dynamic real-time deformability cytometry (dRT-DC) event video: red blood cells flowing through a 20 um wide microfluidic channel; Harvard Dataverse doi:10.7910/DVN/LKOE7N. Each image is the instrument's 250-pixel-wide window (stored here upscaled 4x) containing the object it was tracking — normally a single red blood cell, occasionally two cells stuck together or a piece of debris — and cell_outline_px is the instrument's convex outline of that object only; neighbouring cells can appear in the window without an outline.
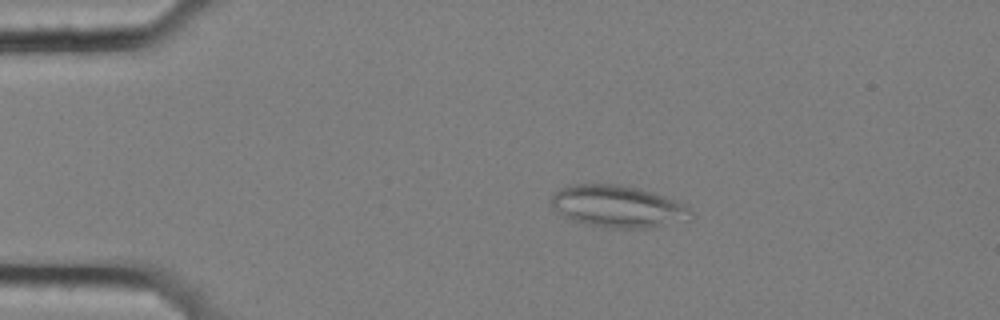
{"species": "common noctule bat (a hibernating species)", "species_latin": "Nyctalus noctula", "temperature_condition": "cold", "stored_images_in_passage": 58, "camera_frame_rate_fps": 3000, "um_per_image_px": 0.085, "animal": {"sex": "female", "body_mass_g": 25.1}, "frame": {"image": 1, "passage_image": 12, "time_ms": 3.667, "image_size_px": [1000, 320], "cell_outline_px": [[692, 212], [688, 220], [652, 228], [604, 228], [572, 220], [556, 212], [548, 204], [548, 200], [560, 188], [568, 184], [620, 184], [652, 192], [688, 204]], "centroid_in_image_um": [52.49, 17.55], "position_along_channel_um": 32.5, "area_um2": 34.68}}
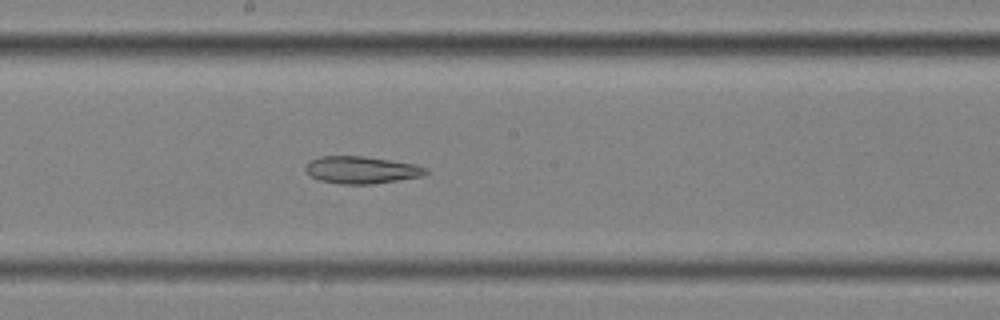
{"frame": {"image": 2, "passage_image": 32, "time_ms": 10.333, "image_size_px": [1000, 320], "cell_outline_px": [[428, 172], [420, 176], [372, 184], [340, 184], [320, 180], [312, 176], [304, 168], [308, 160], [320, 156], [364, 156], [416, 164], [428, 168]], "centroid_in_image_um": [30.7, 14.43], "position_along_channel_um": 217.5, "area_um2": 19.02}}
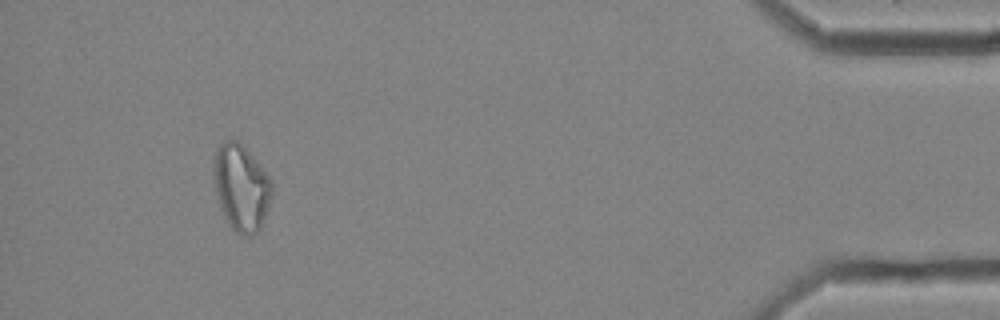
{"frame": {"image": 3, "passage_image": 54, "time_ms": 17.667, "image_size_px": [1000, 320], "cell_outline_px": [[272, 192], [268, 208], [260, 228], [256, 232], [248, 236], [244, 236], [236, 232], [228, 224], [220, 208], [216, 192], [212, 172], [212, 168], [216, 152], [220, 144], [224, 140], [232, 136], [252, 156], [272, 180]], "centroid_in_image_um": [20.48, 15.93], "position_along_channel_um": 414.7, "area_um2": 29.25}, "authors_computed_cell_mechanics": {"area_um2": 26.1545, "velocity_mm_per_s": 3.5241, "shape_relaxation_time_tau1_ms": null, "shape_relaxation_time_tau2_ms": 7.7649, "deformation_change_tau1": null, "deformation_change_tau2": 0.1738}}